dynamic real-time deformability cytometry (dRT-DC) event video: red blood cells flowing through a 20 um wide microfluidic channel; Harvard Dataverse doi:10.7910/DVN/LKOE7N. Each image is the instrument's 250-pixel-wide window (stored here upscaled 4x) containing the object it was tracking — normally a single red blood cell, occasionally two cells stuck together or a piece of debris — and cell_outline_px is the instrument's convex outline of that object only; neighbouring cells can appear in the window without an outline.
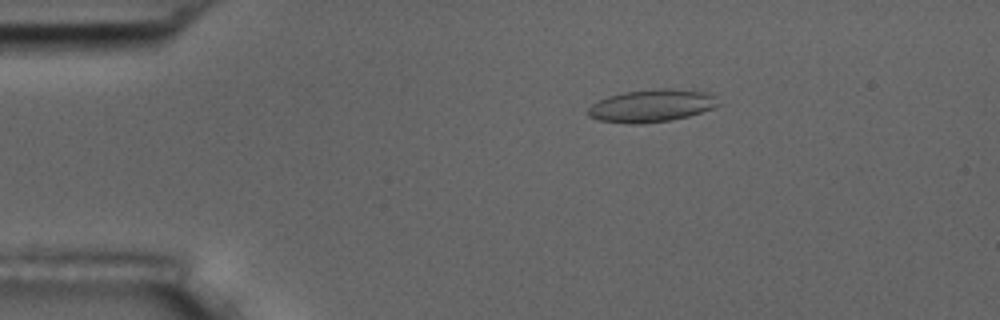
{"species": "common noctule bat (a hibernating species)", "species_latin": "Nyctalus noctula", "temperature_condition": "room temperature", "stored_images_in_passage": 54, "camera_frame_rate_fps": 3000, "um_per_image_px": 0.085, "animal": {"sex": "male", "body_mass_g": 17.5, "forearm_length_mm": 52.3}, "frame": {"image": 1, "passage_image": 8, "time_ms": 2.333, "image_size_px": [1000, 320], "cell_outline_px": [[720, 104], [712, 108], [688, 116], [668, 120], [640, 124], [632, 124], [600, 120], [588, 116], [588, 108], [592, 104], [608, 96], [624, 92], [656, 88], [672, 88], [708, 92]], "centroid_in_image_um": [55.37, 8.97], "position_along_channel_um": 29.6, "area_um2": 24.51}}
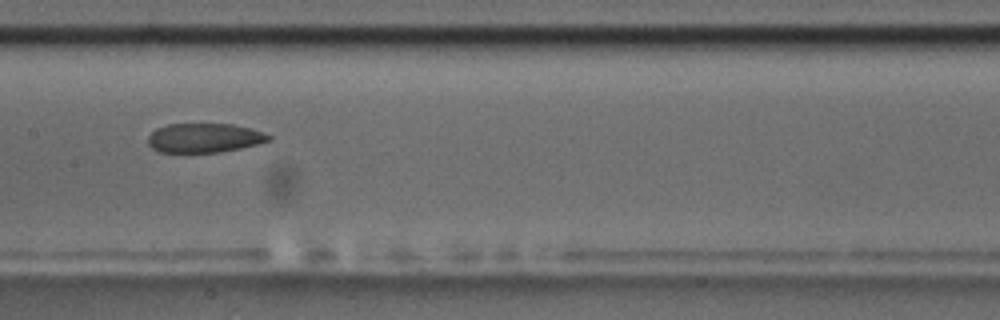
{"frame": {"image": 2, "passage_image": 26, "time_ms": 8.333, "image_size_px": [1000, 320], "cell_outline_px": [[272, 140], [240, 148], [220, 152], [160, 152], [152, 148], [148, 144], [148, 136], [156, 128], [168, 124], [232, 124], [252, 128], [272, 136]], "centroid_in_image_um": [17.37, 11.72], "position_along_channel_um": 190.0, "area_um2": 20.58}}
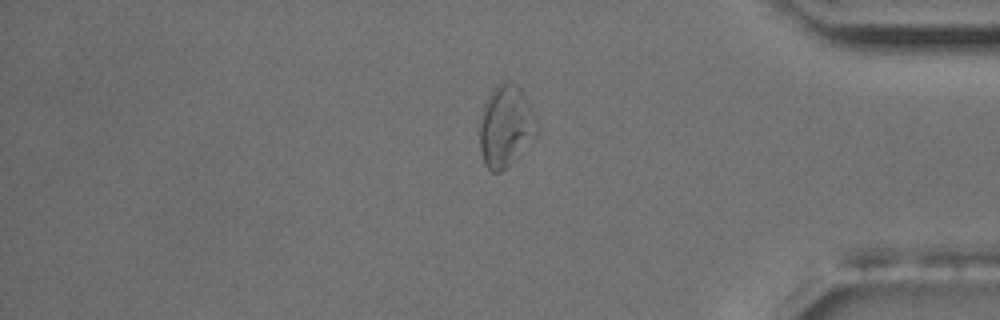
{"frame": {"image": 3, "passage_image": 45, "time_ms": 14.667, "image_size_px": [1000, 320], "cell_outline_px": [[540, 128], [508, 164], [500, 172], [492, 172], [484, 164], [480, 148], [480, 124], [484, 104], [488, 92], [500, 80], [504, 80], [516, 84], [520, 88]], "centroid_in_image_um": [42.94, 10.65], "position_along_channel_um": 392.3, "area_um2": 26.53}, "authors_computed_cell_mechanics": {"area_um2": 23.8425, "velocity_mm_per_s": 3.5693, "shape_relaxation_time_tau1_ms": 8.2677, "shape_relaxation_time_tau2_ms": 4.6207, "deformation_change_tau1": 0.1493, "deformation_change_tau2": 0.09}}